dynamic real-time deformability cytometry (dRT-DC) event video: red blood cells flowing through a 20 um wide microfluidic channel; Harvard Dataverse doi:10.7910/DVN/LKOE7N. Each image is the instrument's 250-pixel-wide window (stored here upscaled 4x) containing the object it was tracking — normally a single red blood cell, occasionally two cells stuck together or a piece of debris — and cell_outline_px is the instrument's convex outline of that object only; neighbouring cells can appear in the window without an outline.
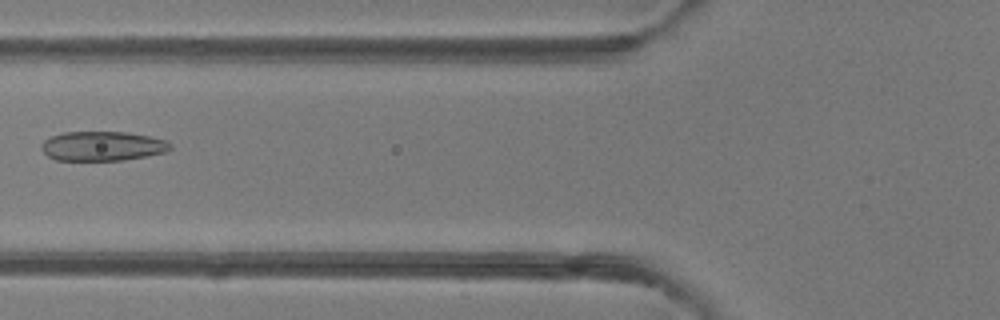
{"species": "common noctule bat (a hibernating species)", "species_latin": "Nyctalus noctula", "temperature_condition": "room temperature", "stored_images_in_passage": 7, "camera_frame_rate_fps": 3000, "um_per_image_px": 0.085, "animal": {"sex": "female"}, "frame": {"image": 1, "passage_image": 6, "time_ms": 5.667, "image_size_px": [1000, 320], "cell_outline_px": [[172, 148], [164, 152], [124, 160], [56, 160], [48, 156], [40, 148], [40, 144], [44, 140], [52, 136], [64, 132], [128, 132], [148, 136], [164, 140], [172, 144]], "centroid_in_image_um": [8.68, 12.41], "position_along_channel_um": 117.1, "area_um2": 22.02}}
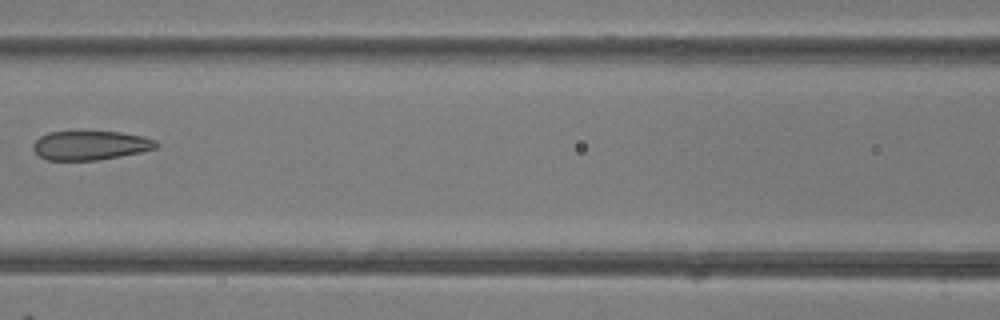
{"frame": {"image": 2, "passage_image": 7, "time_ms": 6.667, "image_size_px": [1000, 320], "cell_outline_px": [[160, 144], [156, 148], [140, 152], [120, 156], [96, 160], [48, 160], [40, 156], [32, 148], [32, 144], [40, 136], [48, 132], [120, 132], [144, 136], [156, 140]], "centroid_in_image_um": [7.7, 12.35], "position_along_channel_um": 158.9, "area_um2": 20.81}}